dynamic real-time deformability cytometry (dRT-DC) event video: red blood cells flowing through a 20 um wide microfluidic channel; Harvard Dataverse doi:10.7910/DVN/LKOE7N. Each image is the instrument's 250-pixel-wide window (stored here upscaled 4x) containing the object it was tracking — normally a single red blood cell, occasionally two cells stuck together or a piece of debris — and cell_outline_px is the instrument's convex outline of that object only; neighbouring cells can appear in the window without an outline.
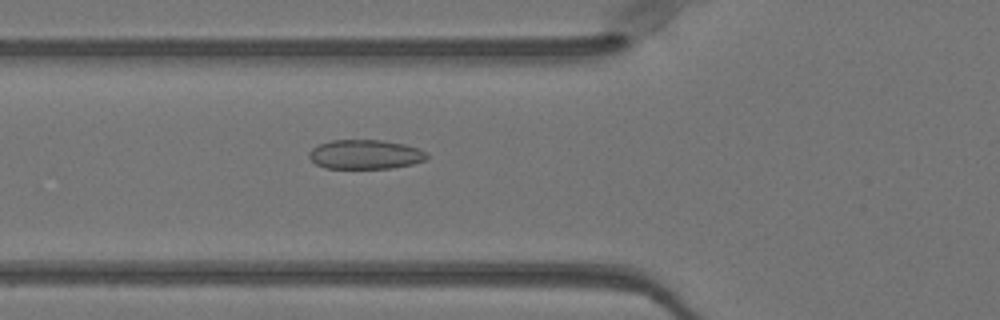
{"species": "Egyptian fruit bat (a non-hibernating species)", "species_latin": "Rousettus aegyptiacus", "temperature_condition": "warm", "stored_images_in_passage": 48, "camera_frame_rate_fps": 3000, "um_per_image_px": 0.085, "animal": {"sex": "female"}, "frame": {"image": 1, "passage_image": 18, "time_ms": 5.667, "image_size_px": [1000, 320], "cell_outline_px": [[428, 156], [424, 160], [412, 164], [392, 168], [324, 168], [316, 164], [308, 156], [308, 152], [312, 148], [320, 144], [332, 140], [384, 140], [404, 144], [420, 148], [428, 152]], "centroid_in_image_um": [31.06, 13.12], "position_along_channel_um": 94.7, "area_um2": 20.23}}
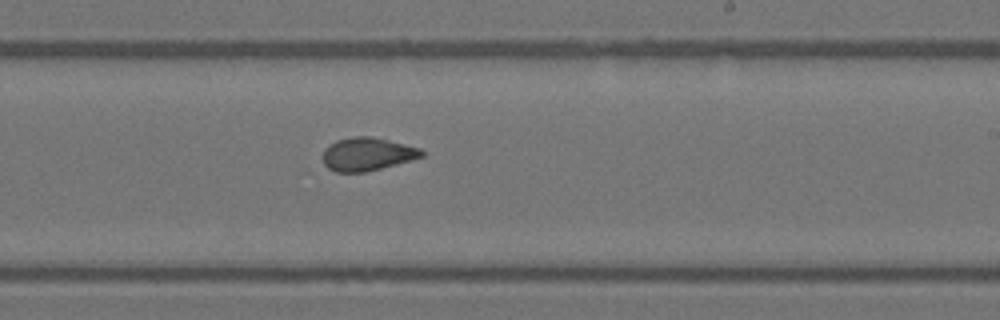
{"frame": {"image": 2, "passage_image": 30, "time_ms": 9.667, "image_size_px": [1000, 320], "cell_outline_px": [[424, 156], [412, 160], [364, 172], [336, 172], [328, 168], [324, 164], [324, 148], [328, 144], [336, 140], [352, 136], [372, 136], [420, 148], [424, 152]], "centroid_in_image_um": [31.2, 13.09], "position_along_channel_um": 257.8, "area_um2": 19.07}}
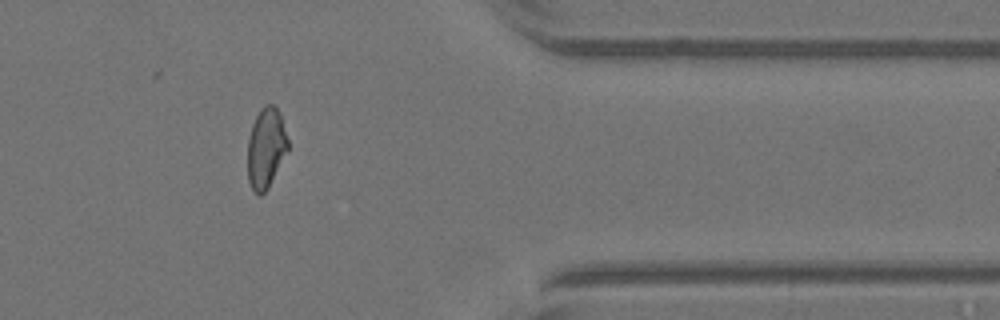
{"frame": {"image": 3, "passage_image": 41, "time_ms": 13.333, "image_size_px": [1000, 320], "cell_outline_px": [[288, 152], [268, 188], [260, 196], [252, 188], [248, 180], [248, 140], [252, 124], [260, 108], [264, 104], [272, 104], [276, 108], [280, 116], [288, 140]], "centroid_in_image_um": [22.61, 12.58], "position_along_channel_um": 388.8, "area_um2": 18.79}, "authors_computed_cell_mechanics": {"area_um2": 19.5653, "velocity_mm_per_s": 4.0652, "shape_relaxation_time_tau1_ms": 6.8315, "shape_relaxation_time_tau2_ms": 0.9629, "deformation_change_tau1": 0.187, "deformation_change_tau2": 0.0677}}